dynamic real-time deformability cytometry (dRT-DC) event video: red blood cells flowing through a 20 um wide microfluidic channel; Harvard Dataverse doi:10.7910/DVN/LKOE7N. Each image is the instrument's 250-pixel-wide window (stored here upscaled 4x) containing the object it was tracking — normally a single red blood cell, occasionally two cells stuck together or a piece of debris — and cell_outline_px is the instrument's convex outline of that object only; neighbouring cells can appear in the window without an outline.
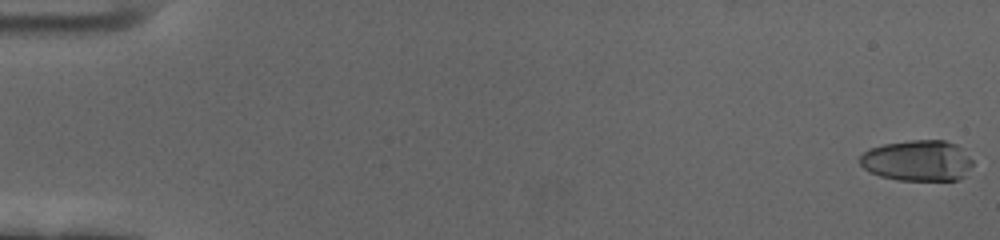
{"species": "human", "species_latin": "Homo sapiens", "temperature_condition": "cold", "stored_images_in_passage": 60, "camera_frame_rate_fps": 3000, "um_per_image_px": 0.085, "donor": {"sex": "female"}, "frame": {"image": 1, "passage_image": 1, "time_ms": 0.0, "image_size_px": [1000, 240], "cell_outline_px": [[972, 164], [964, 176], [960, 180], [896, 180], [880, 176], [868, 172], [860, 164], [860, 156], [868, 148], [884, 144], [912, 140], [944, 140], [956, 144], [972, 160]], "centroid_in_image_um": [77.96, 13.66], "position_along_channel_um": 7.0, "area_um2": 26.93}}
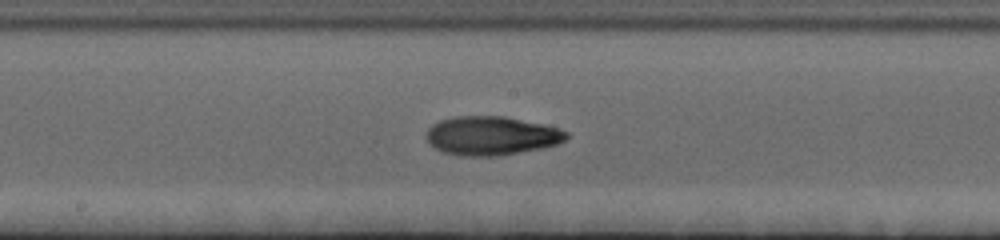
{"frame": {"image": 2, "passage_image": 33, "time_ms": 10.667, "image_size_px": [1000, 240], "cell_outline_px": [[568, 136], [564, 140], [556, 144], [540, 148], [500, 156], [464, 156], [444, 152], [428, 144], [424, 136], [428, 128], [432, 124], [440, 120], [456, 116], [504, 116], [544, 124], [560, 128], [568, 132]], "centroid_in_image_um": [41.74, 11.53], "position_along_channel_um": 206.5, "area_um2": 31.85}}
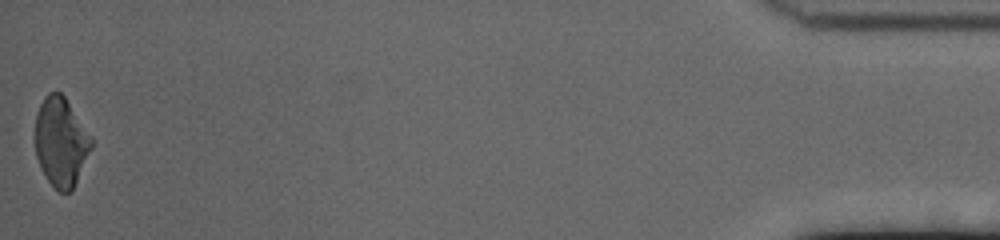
{"frame": {"image": 3, "passage_image": 60, "time_ms": 19.667, "image_size_px": [1000, 240], "cell_outline_px": [[92, 148], [72, 188], [68, 192], [60, 192], [44, 176], [40, 168], [36, 156], [36, 116], [40, 104], [44, 96], [48, 92], [60, 92], [64, 96], [92, 136]], "centroid_in_image_um": [5.17, 12.04], "position_along_channel_um": 430.0, "area_um2": 28.84}, "authors_computed_cell_mechanics": {"area_um2": 29.8826, "velocity_mm_per_s": 3.4609, "shape_relaxation_time_tau1_ms": 6.9752, "shape_relaxation_time_tau2_ms": 6.2876, "deformation_change_tau1": 0.2222, "deformation_change_tau2": 0.1022}}